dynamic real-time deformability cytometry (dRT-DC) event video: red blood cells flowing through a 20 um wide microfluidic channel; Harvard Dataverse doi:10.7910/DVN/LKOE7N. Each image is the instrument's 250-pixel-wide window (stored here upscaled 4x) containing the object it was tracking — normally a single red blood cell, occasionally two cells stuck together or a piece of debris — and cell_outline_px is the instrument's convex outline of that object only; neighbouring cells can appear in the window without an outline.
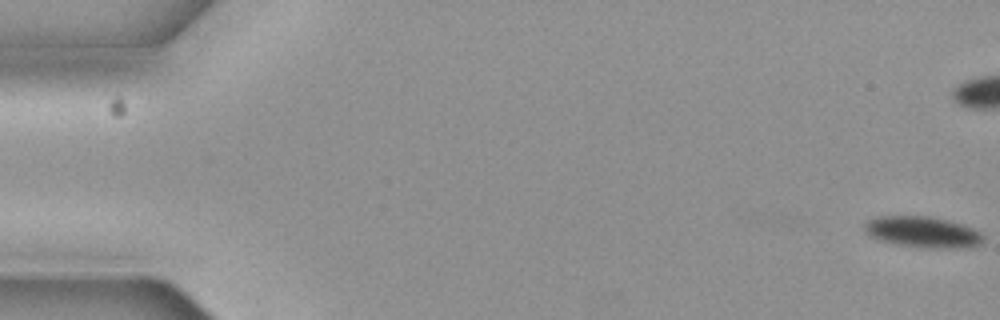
{"species": "common noctule bat (a hibernating species)", "species_latin": "Nyctalus noctula", "temperature_condition": "cold", "stored_images_in_passage": 7, "camera_frame_rate_fps": 3000, "um_per_image_px": 0.085, "animal": {"sex": "female", "body_mass_g": 19.3, "forearm_length_mm": 54.1}, "frame": {"image": 1, "passage_image": 1, "time_ms": 0.0, "image_size_px": [1000, 320], "cell_outline_px": [[984, 236], [980, 244], [908, 244], [884, 240], [868, 232], [864, 228], [864, 224], [868, 220], [876, 216], [932, 216], [964, 224], [980, 232]], "centroid_in_image_um": [78.38, 19.59], "position_along_channel_um": 6.6, "area_um2": 19.36}}
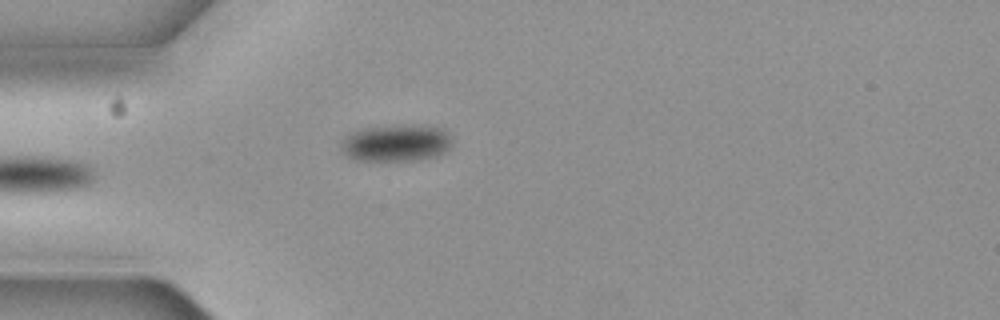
{"frame": {"image": 2, "passage_image": 7, "time_ms": 2.0, "image_size_px": [1000, 320], "cell_outline_px": [[452, 144], [444, 152], [436, 156], [412, 160], [356, 160], [348, 156], [340, 148], [340, 144], [344, 136], [352, 132], [364, 128], [396, 124], [412, 124], [444, 128], [452, 136]], "centroid_in_image_um": [33.69, 12.12], "position_along_channel_um": 51.3, "area_um2": 24.22}}